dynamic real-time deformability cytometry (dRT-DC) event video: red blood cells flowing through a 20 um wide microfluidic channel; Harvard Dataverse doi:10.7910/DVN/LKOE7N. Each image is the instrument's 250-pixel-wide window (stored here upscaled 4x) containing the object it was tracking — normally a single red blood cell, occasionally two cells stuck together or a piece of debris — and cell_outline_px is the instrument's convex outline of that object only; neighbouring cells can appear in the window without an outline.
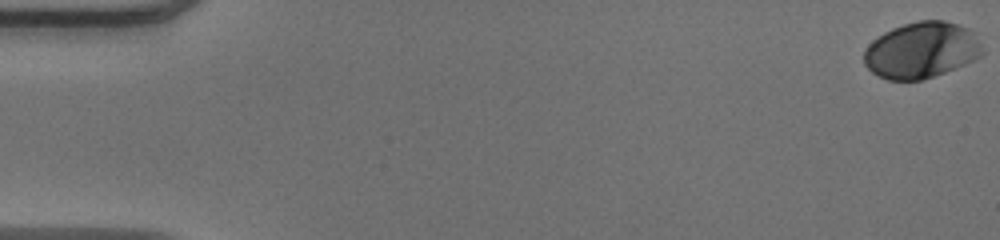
{"species": "human", "species_latin": "Homo sapiens", "temperature_condition": "warm", "stored_images_in_passage": 52, "camera_frame_rate_fps": 3000, "um_per_image_px": 0.085, "donor": {"sex": "male"}, "frame": {"image": 1, "passage_image": 1, "time_ms": 0.0, "image_size_px": [1000, 240], "cell_outline_px": [[984, 52], [980, 56], [964, 64], [944, 72], [920, 80], [888, 80], [872, 72], [864, 64], [864, 52], [868, 44], [872, 40], [884, 32], [892, 28], [916, 20], [944, 20], [956, 24], [972, 32], [980, 44]], "centroid_in_image_um": [78.28, 4.26], "position_along_channel_um": 6.7, "area_um2": 38.32}}
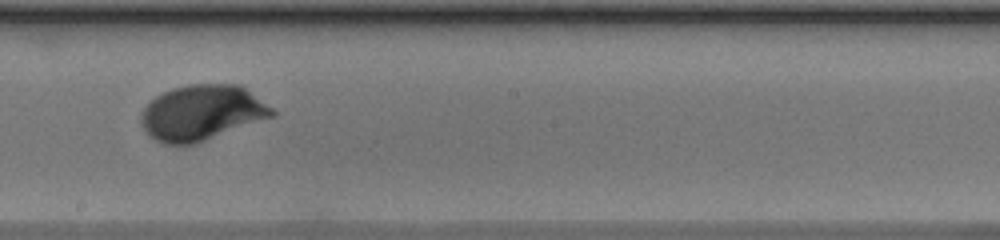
{"frame": {"image": 2, "passage_image": 30, "time_ms": 9.667, "image_size_px": [1000, 240], "cell_outline_px": [[276, 116], [196, 144], [164, 144], [156, 140], [144, 128], [140, 120], [140, 116], [144, 108], [156, 96], [172, 88], [188, 84], [240, 84], [272, 108], [276, 112]], "centroid_in_image_um": [17.19, 9.58], "position_along_channel_um": 231.0, "area_um2": 42.25}}
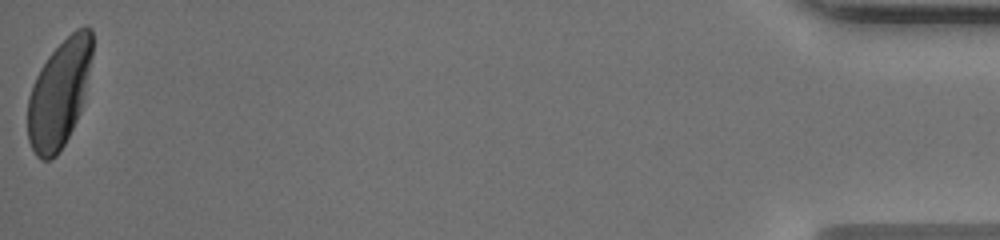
{"frame": {"image": 3, "passage_image": 52, "time_ms": 17.0, "image_size_px": [1000, 240], "cell_outline_px": [[92, 56], [84, 96], [80, 112], [64, 144], [56, 156], [52, 160], [40, 160], [36, 156], [28, 140], [28, 96], [32, 84], [40, 68], [48, 56], [76, 28], [84, 24], [88, 24], [92, 28]], "centroid_in_image_um": [5.03, 7.94], "position_along_channel_um": 430.2, "area_um2": 40.4}, "authors_computed_cell_mechanics": {"area_um2": 40.2866, "velocity_mm_per_s": 4.0165, "shape_relaxation_time_tau1_ms": 2.1546, "shape_relaxation_time_tau2_ms": null, "deformation_change_tau1": 0.1331, "deformation_change_tau2": null}}